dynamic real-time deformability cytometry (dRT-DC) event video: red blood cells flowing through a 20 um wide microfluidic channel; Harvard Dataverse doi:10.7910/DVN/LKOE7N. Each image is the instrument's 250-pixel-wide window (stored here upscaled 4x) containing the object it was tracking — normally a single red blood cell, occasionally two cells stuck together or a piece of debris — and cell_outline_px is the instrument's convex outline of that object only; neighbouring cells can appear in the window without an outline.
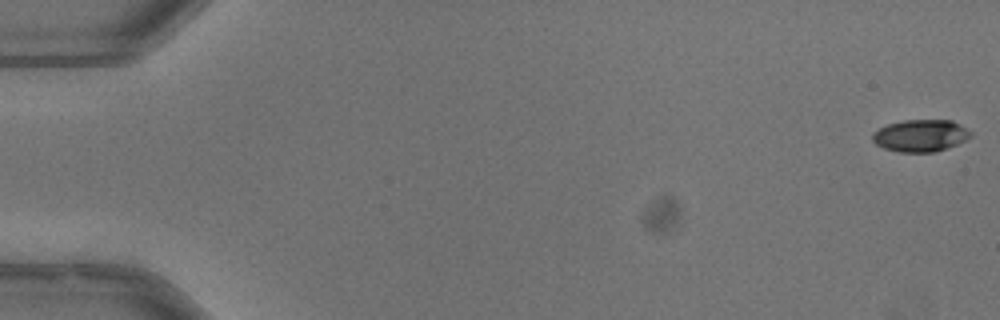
{"species": "common noctule bat (a hibernating species)", "species_latin": "Nyctalus noctula", "temperature_condition": "warm", "stored_images_in_passage": 13, "camera_frame_rate_fps": 3000, "um_per_image_px": 0.085, "animal": {"sex": "male", "body_mass_g": 13.3}, "frame": {"image": 1, "passage_image": 1, "time_ms": 0.0, "image_size_px": [1000, 320], "cell_outline_px": [[972, 136], [948, 148], [936, 152], [900, 152], [884, 148], [876, 144], [872, 140], [872, 132], [888, 124], [904, 120], [952, 120], [960, 124], [972, 132]], "centroid_in_image_um": [78.25, 11.52], "position_along_channel_um": 6.8, "area_um2": 18.38}}